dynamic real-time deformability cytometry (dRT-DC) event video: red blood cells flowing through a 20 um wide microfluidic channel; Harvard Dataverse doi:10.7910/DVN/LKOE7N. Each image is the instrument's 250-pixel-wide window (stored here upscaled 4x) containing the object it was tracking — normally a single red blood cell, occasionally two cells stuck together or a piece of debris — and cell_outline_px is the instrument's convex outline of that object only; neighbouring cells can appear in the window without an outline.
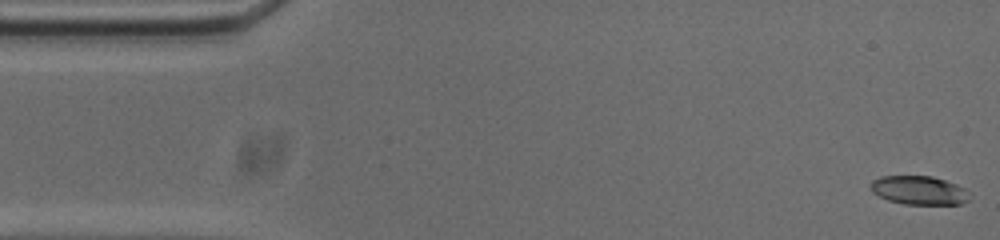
{"species": "common noctule bat (a hibernating species)", "species_latin": "Nyctalus noctula", "temperature_condition": "cold", "stored_images_in_passage": 14, "camera_frame_rate_fps": 3000, "um_per_image_px": 0.085, "animal": {"sex": "male", "body_mass_g": 20.0, "forearm_length_mm": 53.3}, "frame": {"image": 1, "passage_image": 1, "time_ms": 0.0, "image_size_px": [1000, 240], "cell_outline_px": [[968, 200], [960, 204], [904, 204], [888, 200], [872, 192], [868, 184], [872, 180], [880, 176], [932, 176], [956, 184], [964, 188]], "centroid_in_image_um": [78.04, 16.16], "position_along_channel_um": 7.0, "area_um2": 16.42}}
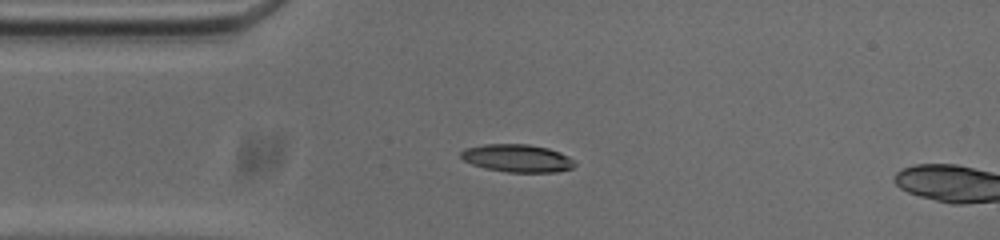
{"frame": {"image": 2, "passage_image": 12, "time_ms": 3.667, "image_size_px": [1000, 240], "cell_outline_px": [[576, 164], [572, 168], [556, 172], [508, 172], [484, 168], [472, 164], [464, 160], [460, 156], [460, 152], [464, 148], [484, 144], [528, 144], [548, 148], [560, 152], [576, 160]], "centroid_in_image_um": [43.97, 13.44], "position_along_channel_um": 41.0, "area_um2": 18.55}}